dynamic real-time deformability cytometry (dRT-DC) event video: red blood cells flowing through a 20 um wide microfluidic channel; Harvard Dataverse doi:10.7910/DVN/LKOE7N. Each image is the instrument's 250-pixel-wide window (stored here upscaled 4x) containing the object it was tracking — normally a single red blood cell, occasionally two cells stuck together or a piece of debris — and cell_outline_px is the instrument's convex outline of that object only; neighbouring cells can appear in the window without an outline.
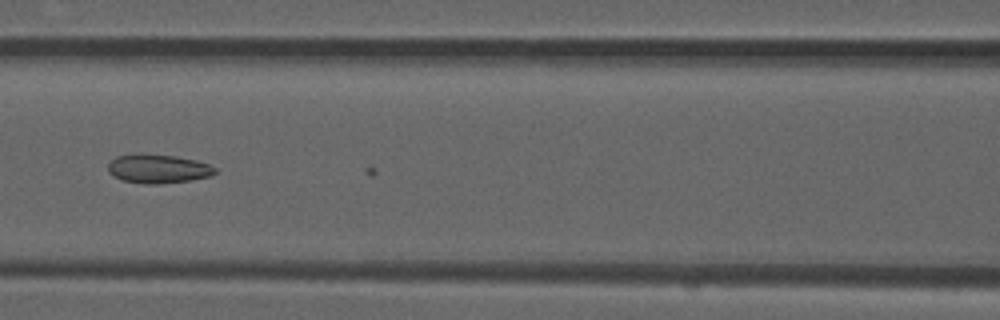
{"species": "common noctule bat (a hibernating species)", "species_latin": "Nyctalus noctula", "temperature_condition": "room temperature", "stored_images_in_passage": 8, "camera_frame_rate_fps": 3000, "um_per_image_px": 0.085, "animal": {"sex": "male", "forearm_length_mm": 52.5}, "frame": {"image": 1, "passage_image": 7, "time_ms": 2.0, "image_size_px": [1000, 320], "cell_outline_px": [[216, 172], [212, 176], [188, 180], [156, 184], [148, 184], [124, 180], [112, 176], [108, 172], [108, 164], [116, 156], [136, 152], [140, 152], [176, 156], [196, 160], [208, 164], [216, 168]], "centroid_in_image_um": [13.41, 14.31], "position_along_channel_um": 153.2, "area_um2": 18.21}}